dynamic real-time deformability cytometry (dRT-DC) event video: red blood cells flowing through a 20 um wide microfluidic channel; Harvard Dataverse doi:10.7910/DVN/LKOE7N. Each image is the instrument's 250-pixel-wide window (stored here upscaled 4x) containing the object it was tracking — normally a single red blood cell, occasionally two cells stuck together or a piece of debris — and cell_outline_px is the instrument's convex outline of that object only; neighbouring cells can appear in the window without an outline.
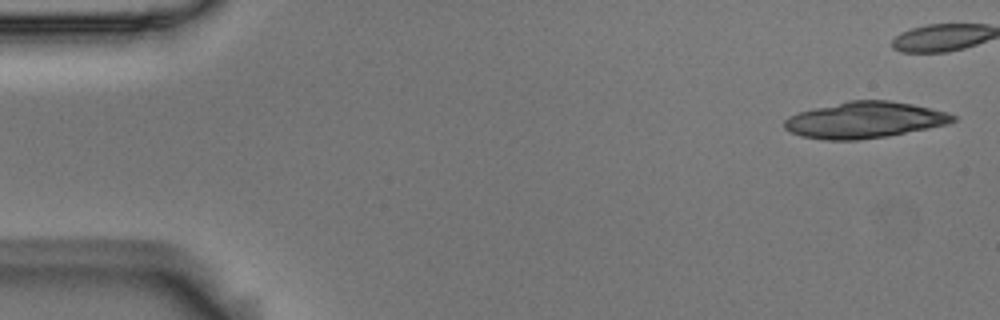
{"species": "Egyptian fruit bat (a non-hibernating species)", "species_latin": "Rousettus aegyptiacus", "temperature_condition": "room temperature", "stored_images_in_passage": 17, "camera_frame_rate_fps": 3000, "um_per_image_px": 0.085, "animal": {"sex": "male"}, "frame": {"image": 1, "passage_image": 1, "time_ms": 0.0, "image_size_px": [1000, 320], "cell_outline_px": [[956, 120], [948, 124], [888, 136], [860, 140], [824, 140], [800, 136], [784, 128], [784, 120], [788, 116], [796, 112], [848, 100], [888, 100], [912, 104], [948, 112], [956, 116]], "centroid_in_image_um": [73.47, 10.2], "position_along_channel_um": 11.5, "area_um2": 35.84}}